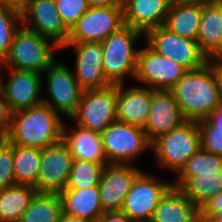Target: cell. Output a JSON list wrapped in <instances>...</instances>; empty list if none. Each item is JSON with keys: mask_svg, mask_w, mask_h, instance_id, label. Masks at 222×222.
Wrapping results in <instances>:
<instances>
[{"mask_svg": "<svg viewBox=\"0 0 222 222\" xmlns=\"http://www.w3.org/2000/svg\"><path fill=\"white\" fill-rule=\"evenodd\" d=\"M185 120L206 119L220 104L219 85L210 59L202 67L188 70L169 90Z\"/></svg>", "mask_w": 222, "mask_h": 222, "instance_id": "6da1fadb", "label": "cell"}, {"mask_svg": "<svg viewBox=\"0 0 222 222\" xmlns=\"http://www.w3.org/2000/svg\"><path fill=\"white\" fill-rule=\"evenodd\" d=\"M62 118L45 103L11 114L9 143L43 149L59 142L63 136Z\"/></svg>", "mask_w": 222, "mask_h": 222, "instance_id": "7a4b0ae2", "label": "cell"}, {"mask_svg": "<svg viewBox=\"0 0 222 222\" xmlns=\"http://www.w3.org/2000/svg\"><path fill=\"white\" fill-rule=\"evenodd\" d=\"M57 50L60 47L52 40L21 25L1 67L42 74L56 60L54 51Z\"/></svg>", "mask_w": 222, "mask_h": 222, "instance_id": "3957f363", "label": "cell"}, {"mask_svg": "<svg viewBox=\"0 0 222 222\" xmlns=\"http://www.w3.org/2000/svg\"><path fill=\"white\" fill-rule=\"evenodd\" d=\"M142 32L124 25L101 42L103 50V70L112 84H126L128 76L134 79L139 49L136 44Z\"/></svg>", "mask_w": 222, "mask_h": 222, "instance_id": "277c9868", "label": "cell"}, {"mask_svg": "<svg viewBox=\"0 0 222 222\" xmlns=\"http://www.w3.org/2000/svg\"><path fill=\"white\" fill-rule=\"evenodd\" d=\"M201 148L198 122L186 120L152 142L154 160L163 170L178 174L187 160Z\"/></svg>", "mask_w": 222, "mask_h": 222, "instance_id": "5b68a950", "label": "cell"}, {"mask_svg": "<svg viewBox=\"0 0 222 222\" xmlns=\"http://www.w3.org/2000/svg\"><path fill=\"white\" fill-rule=\"evenodd\" d=\"M107 164H135L136 158L152 149L143 128L115 120L101 133Z\"/></svg>", "mask_w": 222, "mask_h": 222, "instance_id": "8992f818", "label": "cell"}, {"mask_svg": "<svg viewBox=\"0 0 222 222\" xmlns=\"http://www.w3.org/2000/svg\"><path fill=\"white\" fill-rule=\"evenodd\" d=\"M117 85L83 90L76 112L69 118L78 127L102 133L116 117Z\"/></svg>", "mask_w": 222, "mask_h": 222, "instance_id": "52a82bcc", "label": "cell"}, {"mask_svg": "<svg viewBox=\"0 0 222 222\" xmlns=\"http://www.w3.org/2000/svg\"><path fill=\"white\" fill-rule=\"evenodd\" d=\"M154 174L142 170L132 183L124 198L121 212L133 222H150L160 200L173 187V182L165 183Z\"/></svg>", "mask_w": 222, "mask_h": 222, "instance_id": "ba28073f", "label": "cell"}, {"mask_svg": "<svg viewBox=\"0 0 222 222\" xmlns=\"http://www.w3.org/2000/svg\"><path fill=\"white\" fill-rule=\"evenodd\" d=\"M46 79V91L49 98L43 103L56 111L62 118H69L76 112L83 89L76 80L73 71L64 62L54 61L43 73Z\"/></svg>", "mask_w": 222, "mask_h": 222, "instance_id": "9c48e42d", "label": "cell"}, {"mask_svg": "<svg viewBox=\"0 0 222 222\" xmlns=\"http://www.w3.org/2000/svg\"><path fill=\"white\" fill-rule=\"evenodd\" d=\"M144 37V43L154 51L187 70L198 69L208 62V58L201 52L196 40L183 38L164 25L149 30Z\"/></svg>", "mask_w": 222, "mask_h": 222, "instance_id": "30bf717a", "label": "cell"}, {"mask_svg": "<svg viewBox=\"0 0 222 222\" xmlns=\"http://www.w3.org/2000/svg\"><path fill=\"white\" fill-rule=\"evenodd\" d=\"M188 70L158 54L147 43L139 48L134 79L154 90L169 91Z\"/></svg>", "mask_w": 222, "mask_h": 222, "instance_id": "8fae6325", "label": "cell"}, {"mask_svg": "<svg viewBox=\"0 0 222 222\" xmlns=\"http://www.w3.org/2000/svg\"><path fill=\"white\" fill-rule=\"evenodd\" d=\"M8 73L6 79L3 70ZM43 75L34 71L17 70L11 68L0 69V89L11 113L28 109L43 102L41 96Z\"/></svg>", "mask_w": 222, "mask_h": 222, "instance_id": "7c38bea8", "label": "cell"}, {"mask_svg": "<svg viewBox=\"0 0 222 222\" xmlns=\"http://www.w3.org/2000/svg\"><path fill=\"white\" fill-rule=\"evenodd\" d=\"M20 8L24 27L52 40L60 48L67 44L70 30L58 14L55 0H23Z\"/></svg>", "mask_w": 222, "mask_h": 222, "instance_id": "4fadbf2b", "label": "cell"}, {"mask_svg": "<svg viewBox=\"0 0 222 222\" xmlns=\"http://www.w3.org/2000/svg\"><path fill=\"white\" fill-rule=\"evenodd\" d=\"M123 26L122 6L89 7L70 29L67 43L102 42Z\"/></svg>", "mask_w": 222, "mask_h": 222, "instance_id": "5bb4252c", "label": "cell"}, {"mask_svg": "<svg viewBox=\"0 0 222 222\" xmlns=\"http://www.w3.org/2000/svg\"><path fill=\"white\" fill-rule=\"evenodd\" d=\"M73 160L70 149L63 139L41 149L36 191L58 194L62 192L66 188Z\"/></svg>", "mask_w": 222, "mask_h": 222, "instance_id": "9a60e30c", "label": "cell"}, {"mask_svg": "<svg viewBox=\"0 0 222 222\" xmlns=\"http://www.w3.org/2000/svg\"><path fill=\"white\" fill-rule=\"evenodd\" d=\"M71 47L76 56L73 74L83 90L102 89L112 85L104 75L101 42L67 43L60 49Z\"/></svg>", "mask_w": 222, "mask_h": 222, "instance_id": "2e32d148", "label": "cell"}, {"mask_svg": "<svg viewBox=\"0 0 222 222\" xmlns=\"http://www.w3.org/2000/svg\"><path fill=\"white\" fill-rule=\"evenodd\" d=\"M142 169L132 164L105 165L98 184L100 202L104 212L120 211L124 198Z\"/></svg>", "mask_w": 222, "mask_h": 222, "instance_id": "e0dca14e", "label": "cell"}, {"mask_svg": "<svg viewBox=\"0 0 222 222\" xmlns=\"http://www.w3.org/2000/svg\"><path fill=\"white\" fill-rule=\"evenodd\" d=\"M185 121L170 91L152 89L149 117L143 128L151 142L162 134L177 128Z\"/></svg>", "mask_w": 222, "mask_h": 222, "instance_id": "ac0fdd59", "label": "cell"}, {"mask_svg": "<svg viewBox=\"0 0 222 222\" xmlns=\"http://www.w3.org/2000/svg\"><path fill=\"white\" fill-rule=\"evenodd\" d=\"M124 85L117 84V120L144 128L149 117L152 89L142 85Z\"/></svg>", "mask_w": 222, "mask_h": 222, "instance_id": "d6986e66", "label": "cell"}, {"mask_svg": "<svg viewBox=\"0 0 222 222\" xmlns=\"http://www.w3.org/2000/svg\"><path fill=\"white\" fill-rule=\"evenodd\" d=\"M64 219L74 222H97L104 213L98 186L64 189L59 193Z\"/></svg>", "mask_w": 222, "mask_h": 222, "instance_id": "ffe728a7", "label": "cell"}, {"mask_svg": "<svg viewBox=\"0 0 222 222\" xmlns=\"http://www.w3.org/2000/svg\"><path fill=\"white\" fill-rule=\"evenodd\" d=\"M170 4V0H123L124 25L145 35L164 25Z\"/></svg>", "mask_w": 222, "mask_h": 222, "instance_id": "44dd1931", "label": "cell"}, {"mask_svg": "<svg viewBox=\"0 0 222 222\" xmlns=\"http://www.w3.org/2000/svg\"><path fill=\"white\" fill-rule=\"evenodd\" d=\"M196 41L208 60L222 58V1L206 2L202 6Z\"/></svg>", "mask_w": 222, "mask_h": 222, "instance_id": "7402d4cb", "label": "cell"}, {"mask_svg": "<svg viewBox=\"0 0 222 222\" xmlns=\"http://www.w3.org/2000/svg\"><path fill=\"white\" fill-rule=\"evenodd\" d=\"M202 0L171 2L164 26L171 32L190 40L197 39L202 15Z\"/></svg>", "mask_w": 222, "mask_h": 222, "instance_id": "603a6c76", "label": "cell"}, {"mask_svg": "<svg viewBox=\"0 0 222 222\" xmlns=\"http://www.w3.org/2000/svg\"><path fill=\"white\" fill-rule=\"evenodd\" d=\"M63 124L62 139L67 143L74 159L94 163H107L103 150L101 134L77 125L70 127Z\"/></svg>", "mask_w": 222, "mask_h": 222, "instance_id": "cb8c5ba5", "label": "cell"}, {"mask_svg": "<svg viewBox=\"0 0 222 222\" xmlns=\"http://www.w3.org/2000/svg\"><path fill=\"white\" fill-rule=\"evenodd\" d=\"M200 209L178 188L172 187L160 200L150 222H197Z\"/></svg>", "mask_w": 222, "mask_h": 222, "instance_id": "d4e9b609", "label": "cell"}, {"mask_svg": "<svg viewBox=\"0 0 222 222\" xmlns=\"http://www.w3.org/2000/svg\"><path fill=\"white\" fill-rule=\"evenodd\" d=\"M175 180L173 187L178 188L199 209L222 191V171Z\"/></svg>", "mask_w": 222, "mask_h": 222, "instance_id": "484cf974", "label": "cell"}, {"mask_svg": "<svg viewBox=\"0 0 222 222\" xmlns=\"http://www.w3.org/2000/svg\"><path fill=\"white\" fill-rule=\"evenodd\" d=\"M36 192L33 186L22 184L0 191V222H19Z\"/></svg>", "mask_w": 222, "mask_h": 222, "instance_id": "4316f807", "label": "cell"}, {"mask_svg": "<svg viewBox=\"0 0 222 222\" xmlns=\"http://www.w3.org/2000/svg\"><path fill=\"white\" fill-rule=\"evenodd\" d=\"M63 219L59 194L36 192L19 222H61Z\"/></svg>", "mask_w": 222, "mask_h": 222, "instance_id": "83f0119b", "label": "cell"}, {"mask_svg": "<svg viewBox=\"0 0 222 222\" xmlns=\"http://www.w3.org/2000/svg\"><path fill=\"white\" fill-rule=\"evenodd\" d=\"M13 168L16 184L30 185L36 189L40 170L41 149L12 144Z\"/></svg>", "mask_w": 222, "mask_h": 222, "instance_id": "f1b7e54d", "label": "cell"}, {"mask_svg": "<svg viewBox=\"0 0 222 222\" xmlns=\"http://www.w3.org/2000/svg\"><path fill=\"white\" fill-rule=\"evenodd\" d=\"M21 25L22 15L20 6L0 2V62L9 53L14 35Z\"/></svg>", "mask_w": 222, "mask_h": 222, "instance_id": "f546056e", "label": "cell"}, {"mask_svg": "<svg viewBox=\"0 0 222 222\" xmlns=\"http://www.w3.org/2000/svg\"><path fill=\"white\" fill-rule=\"evenodd\" d=\"M107 163H94L74 159L65 189H86L98 186Z\"/></svg>", "mask_w": 222, "mask_h": 222, "instance_id": "4dcf8cb0", "label": "cell"}, {"mask_svg": "<svg viewBox=\"0 0 222 222\" xmlns=\"http://www.w3.org/2000/svg\"><path fill=\"white\" fill-rule=\"evenodd\" d=\"M222 171V156L210 153L202 147L190 157L176 178H190L199 174Z\"/></svg>", "mask_w": 222, "mask_h": 222, "instance_id": "1f68e13d", "label": "cell"}, {"mask_svg": "<svg viewBox=\"0 0 222 222\" xmlns=\"http://www.w3.org/2000/svg\"><path fill=\"white\" fill-rule=\"evenodd\" d=\"M57 12L70 30L89 9L87 0H55Z\"/></svg>", "mask_w": 222, "mask_h": 222, "instance_id": "d6a6232c", "label": "cell"}, {"mask_svg": "<svg viewBox=\"0 0 222 222\" xmlns=\"http://www.w3.org/2000/svg\"><path fill=\"white\" fill-rule=\"evenodd\" d=\"M16 185L13 168V148L6 139H0V191Z\"/></svg>", "mask_w": 222, "mask_h": 222, "instance_id": "836d02e7", "label": "cell"}, {"mask_svg": "<svg viewBox=\"0 0 222 222\" xmlns=\"http://www.w3.org/2000/svg\"><path fill=\"white\" fill-rule=\"evenodd\" d=\"M201 134V147L222 156V128L209 127L203 120L198 121Z\"/></svg>", "mask_w": 222, "mask_h": 222, "instance_id": "e575fe53", "label": "cell"}, {"mask_svg": "<svg viewBox=\"0 0 222 222\" xmlns=\"http://www.w3.org/2000/svg\"><path fill=\"white\" fill-rule=\"evenodd\" d=\"M220 213H222V191L200 208V216L209 220H212Z\"/></svg>", "mask_w": 222, "mask_h": 222, "instance_id": "d590c367", "label": "cell"}, {"mask_svg": "<svg viewBox=\"0 0 222 222\" xmlns=\"http://www.w3.org/2000/svg\"><path fill=\"white\" fill-rule=\"evenodd\" d=\"M11 112L0 89V139H5L10 130Z\"/></svg>", "mask_w": 222, "mask_h": 222, "instance_id": "8d00e7d4", "label": "cell"}, {"mask_svg": "<svg viewBox=\"0 0 222 222\" xmlns=\"http://www.w3.org/2000/svg\"><path fill=\"white\" fill-rule=\"evenodd\" d=\"M97 222H133L121 211L104 212Z\"/></svg>", "mask_w": 222, "mask_h": 222, "instance_id": "74e56055", "label": "cell"}, {"mask_svg": "<svg viewBox=\"0 0 222 222\" xmlns=\"http://www.w3.org/2000/svg\"><path fill=\"white\" fill-rule=\"evenodd\" d=\"M209 127L222 128V100L219 106L203 120Z\"/></svg>", "mask_w": 222, "mask_h": 222, "instance_id": "f35d334b", "label": "cell"}, {"mask_svg": "<svg viewBox=\"0 0 222 222\" xmlns=\"http://www.w3.org/2000/svg\"><path fill=\"white\" fill-rule=\"evenodd\" d=\"M210 65L212 66L214 73L216 75L220 98L222 100V58H212L210 59Z\"/></svg>", "mask_w": 222, "mask_h": 222, "instance_id": "ab89813d", "label": "cell"}, {"mask_svg": "<svg viewBox=\"0 0 222 222\" xmlns=\"http://www.w3.org/2000/svg\"><path fill=\"white\" fill-rule=\"evenodd\" d=\"M89 7L123 6V0H87Z\"/></svg>", "mask_w": 222, "mask_h": 222, "instance_id": "60d3db41", "label": "cell"}, {"mask_svg": "<svg viewBox=\"0 0 222 222\" xmlns=\"http://www.w3.org/2000/svg\"><path fill=\"white\" fill-rule=\"evenodd\" d=\"M0 2L12 3V4L20 6L23 0H0Z\"/></svg>", "mask_w": 222, "mask_h": 222, "instance_id": "b9f144b4", "label": "cell"}, {"mask_svg": "<svg viewBox=\"0 0 222 222\" xmlns=\"http://www.w3.org/2000/svg\"><path fill=\"white\" fill-rule=\"evenodd\" d=\"M212 220L214 222H222V213L216 215Z\"/></svg>", "mask_w": 222, "mask_h": 222, "instance_id": "7bdbcfd3", "label": "cell"}, {"mask_svg": "<svg viewBox=\"0 0 222 222\" xmlns=\"http://www.w3.org/2000/svg\"><path fill=\"white\" fill-rule=\"evenodd\" d=\"M197 222H214V221L199 216Z\"/></svg>", "mask_w": 222, "mask_h": 222, "instance_id": "ee69618b", "label": "cell"}, {"mask_svg": "<svg viewBox=\"0 0 222 222\" xmlns=\"http://www.w3.org/2000/svg\"><path fill=\"white\" fill-rule=\"evenodd\" d=\"M202 1H205V2H218V1H222V0H202Z\"/></svg>", "mask_w": 222, "mask_h": 222, "instance_id": "f6af8a7d", "label": "cell"}, {"mask_svg": "<svg viewBox=\"0 0 222 222\" xmlns=\"http://www.w3.org/2000/svg\"><path fill=\"white\" fill-rule=\"evenodd\" d=\"M61 222H74V221H70V220H67V219H63Z\"/></svg>", "mask_w": 222, "mask_h": 222, "instance_id": "bcb514c9", "label": "cell"}]
</instances>
